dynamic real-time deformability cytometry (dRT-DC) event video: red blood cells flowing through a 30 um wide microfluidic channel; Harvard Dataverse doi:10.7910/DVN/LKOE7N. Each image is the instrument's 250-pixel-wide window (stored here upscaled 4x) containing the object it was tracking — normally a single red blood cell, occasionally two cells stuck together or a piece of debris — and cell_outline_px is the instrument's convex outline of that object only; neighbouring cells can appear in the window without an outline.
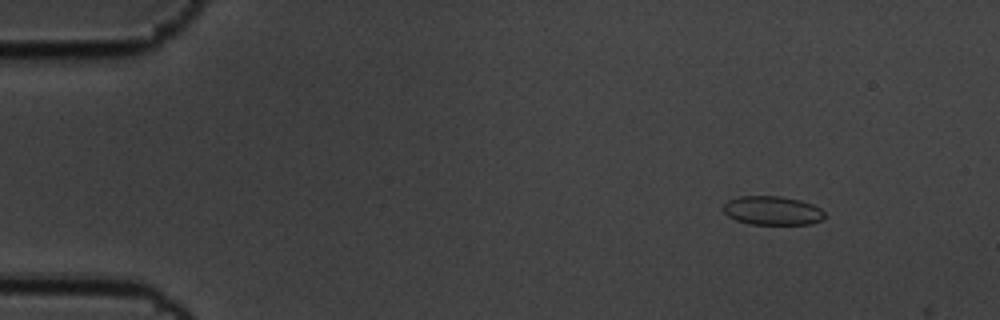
{"species": "common noctule bat (a hibernating species)", "species_latin": "Nyctalus noctula", "temperature_condition": "cold", "stored_images_in_passage": 5, "camera_frame_rate_fps": 3000, "um_per_image_px": 0.085, "animal": {"sex": "male", "body_mass_g": 19.5, "forearm_length_mm": 54.6}, "frame": {"image": 1, "passage_image": 1, "time_ms": 0.0, "image_size_px": [1000, 320], "cell_outline_px": [[824, 220], [812, 224], [748, 224], [736, 220], [728, 216], [720, 208], [728, 200], [740, 196], [780, 196], [800, 200], [812, 204], [820, 208], [824, 212]], "centroid_in_image_um": [65.64, 17.9], "position_along_channel_um": 19.4, "area_um2": 17.22}}